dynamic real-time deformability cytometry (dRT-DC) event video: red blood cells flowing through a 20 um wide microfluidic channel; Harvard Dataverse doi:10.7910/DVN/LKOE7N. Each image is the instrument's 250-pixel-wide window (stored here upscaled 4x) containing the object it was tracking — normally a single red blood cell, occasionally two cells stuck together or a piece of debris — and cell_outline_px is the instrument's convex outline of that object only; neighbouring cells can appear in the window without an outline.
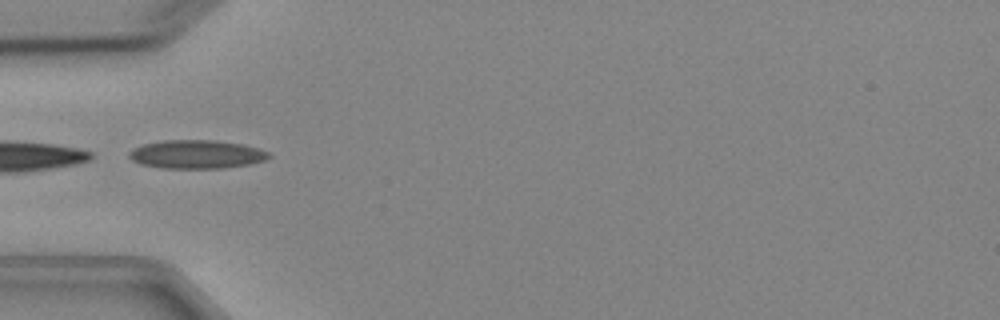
{"species": "Egyptian fruit bat (a non-hibernating species)", "species_latin": "Rousettus aegyptiacus", "temperature_condition": "cold", "stored_images_in_passage": 4, "camera_frame_rate_fps": 3000, "um_per_image_px": 0.085, "animal": {"sex": "female"}, "frame": {"image": 1, "passage_image": 4, "time_ms": 4.333, "image_size_px": [1000, 320], "cell_outline_px": [[272, 156], [264, 160], [248, 164], [224, 168], [164, 168], [140, 164], [132, 160], [128, 156], [128, 152], [132, 148], [144, 144], [164, 140], [216, 140], [240, 144], [256, 148], [268, 152]], "centroid_in_image_um": [16.66, 13.11], "position_along_channel_um": 68.3, "area_um2": 23.12}}